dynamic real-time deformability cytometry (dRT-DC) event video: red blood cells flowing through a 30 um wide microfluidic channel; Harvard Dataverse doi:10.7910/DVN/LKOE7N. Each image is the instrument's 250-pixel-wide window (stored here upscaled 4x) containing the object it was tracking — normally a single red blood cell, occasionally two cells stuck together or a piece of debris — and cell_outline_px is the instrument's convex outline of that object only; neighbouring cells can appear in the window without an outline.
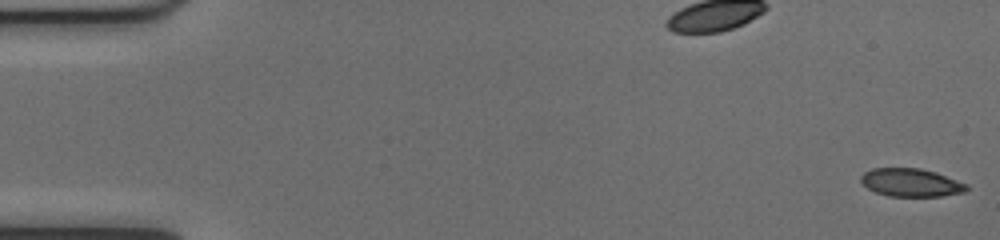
{"species": "common noctule bat (a hibernating species)", "species_latin": "Nyctalus noctula", "temperature_condition": "cold", "stored_images_in_passage": 52, "camera_frame_rate_fps": 3000, "um_per_image_px": 0.085, "animal": {"sex": "female", "body_mass_g": 17.0, "forearm_length_mm": 48.0}, "frame": {"image": 1, "passage_image": 1, "time_ms": 0.0, "image_size_px": [1000, 240], "cell_outline_px": [[968, 188], [964, 192], [940, 196], [888, 196], [876, 192], [868, 188], [860, 180], [860, 176], [864, 172], [872, 168], [920, 168], [936, 172], [968, 184]], "centroid_in_image_um": [77.43, 15.51], "position_along_channel_um": 7.6, "area_um2": 17.28}}
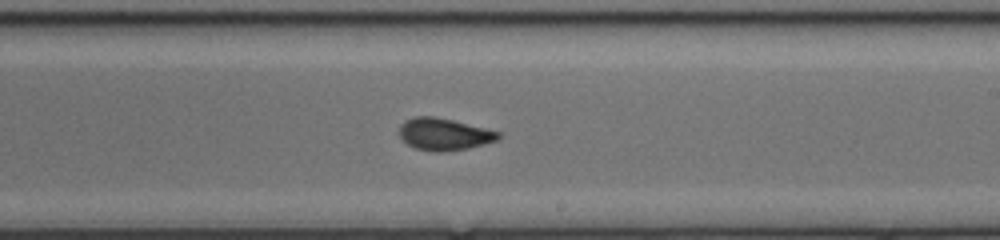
{"frame": {"image": 2, "passage_image": 31, "time_ms": 10.0, "image_size_px": [1000, 240], "cell_outline_px": [[500, 136], [496, 140], [484, 144], [468, 148], [440, 152], [436, 152], [416, 148], [408, 144], [400, 136], [400, 124], [404, 120], [416, 116], [432, 116], [452, 120], [500, 132]], "centroid_in_image_um": [37.72, 11.4], "position_along_channel_um": 251.3, "area_um2": 18.21}}
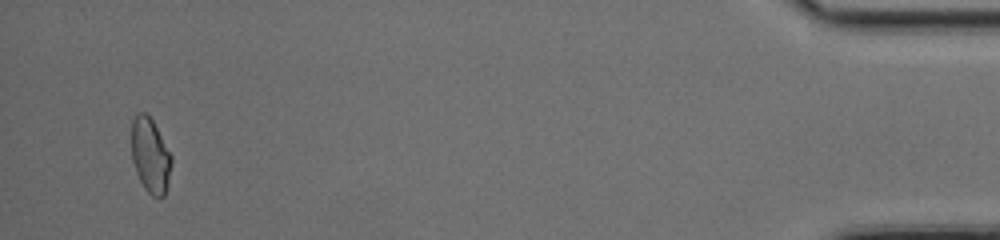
{"frame": {"image": 3, "passage_image": 50, "time_ms": 16.333, "image_size_px": [1000, 240], "cell_outline_px": [[172, 164], [168, 184], [164, 196], [160, 200], [152, 196], [144, 188], [136, 172], [132, 160], [132, 120], [136, 112], [144, 112], [152, 120], [172, 156]], "centroid_in_image_um": [12.78, 13.25], "position_along_channel_um": 422.4, "area_um2": 17.51}, "authors_computed_cell_mechanics": {"area_um2": 18.207, "velocity_mm_per_s": 4.0197, "shape_relaxation_time_tau1_ms": 10.3703, "shape_relaxation_time_tau2_ms": 1.2153, "deformation_change_tau1": 0.2172, "deformation_change_tau2": 0.0648}}